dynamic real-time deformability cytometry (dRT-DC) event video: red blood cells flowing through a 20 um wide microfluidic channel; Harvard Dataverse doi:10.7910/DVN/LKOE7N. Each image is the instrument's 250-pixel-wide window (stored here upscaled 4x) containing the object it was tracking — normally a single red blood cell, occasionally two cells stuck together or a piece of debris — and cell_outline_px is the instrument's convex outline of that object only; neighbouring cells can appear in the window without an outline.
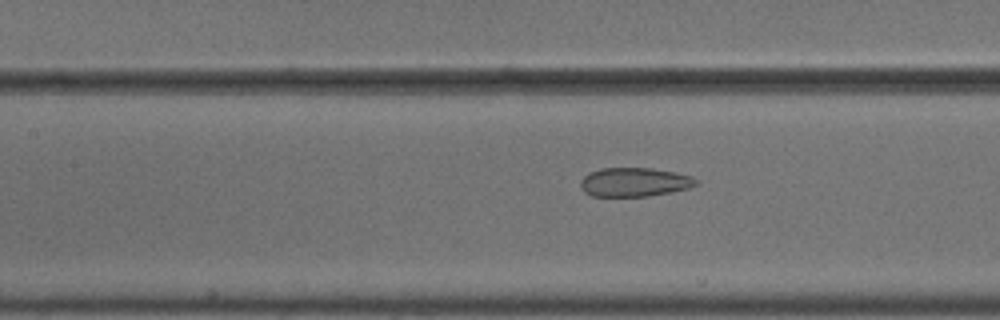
{"species": "common noctule bat (a hibernating species)", "species_latin": "Nyctalus noctula", "temperature_condition": "cold", "stored_images_in_passage": 16, "camera_frame_rate_fps": 3000, "um_per_image_px": 0.085, "animal": {"sex": "male", "body_mass_g": 18.8}, "frame": {"image": 1, "passage_image": 14, "time_ms": 4.333, "image_size_px": [1000, 320], "cell_outline_px": [[696, 184], [688, 188], [672, 192], [648, 196], [592, 196], [584, 192], [580, 188], [580, 180], [584, 176], [592, 172], [604, 168], [652, 168], [676, 172], [692, 176], [696, 180]], "centroid_in_image_um": [53.91, 15.48], "position_along_channel_um": 153.5, "area_um2": 19.42}}